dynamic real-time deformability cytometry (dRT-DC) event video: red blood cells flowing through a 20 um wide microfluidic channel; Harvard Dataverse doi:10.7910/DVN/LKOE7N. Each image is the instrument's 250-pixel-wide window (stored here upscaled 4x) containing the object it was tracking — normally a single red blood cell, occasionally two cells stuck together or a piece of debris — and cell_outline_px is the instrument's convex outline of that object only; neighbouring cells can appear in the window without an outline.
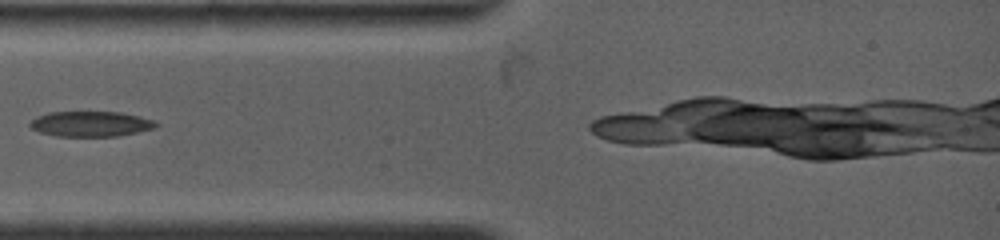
{"species": "common noctule bat (a hibernating species)", "species_latin": "Nyctalus noctula", "temperature_condition": "warm", "stored_images_in_passage": 2, "camera_frame_rate_fps": 4500, "um_per_image_px": 0.085, "animal": {"sex": "female", "body_mass_g": 19.0, "forearm_length_mm": 53.3}, "frame": {"image": 1, "passage_image": 1, "time_ms": 0.0, "image_size_px": [1000, 240], "cell_outline_px": [[160, 124], [156, 128], [116, 136], [56, 136], [40, 132], [32, 128], [28, 124], [36, 116], [48, 112], [120, 112], [140, 116], [152, 120]], "centroid_in_image_um": [7.71, 10.53], "position_along_channel_um": 77.3, "area_um2": 18.55}}